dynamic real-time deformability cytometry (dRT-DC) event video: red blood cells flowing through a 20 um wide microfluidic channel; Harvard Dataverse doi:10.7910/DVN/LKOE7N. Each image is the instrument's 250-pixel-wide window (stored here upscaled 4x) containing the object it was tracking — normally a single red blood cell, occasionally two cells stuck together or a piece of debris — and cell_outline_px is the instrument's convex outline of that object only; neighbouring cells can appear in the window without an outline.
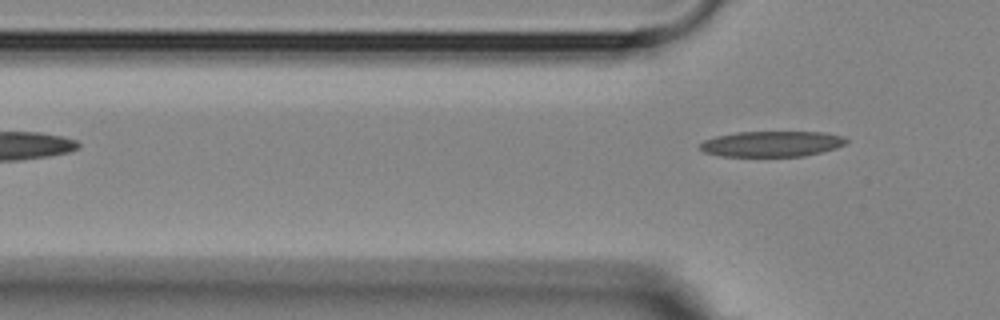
{"species": "Egyptian fruit bat (a non-hibernating species)", "species_latin": "Rousettus aegyptiacus", "temperature_condition": "room temperature", "stored_images_in_passage": 2, "camera_frame_rate_fps": 3000, "um_per_image_px": 0.085, "animal": {"sex": "female"}, "frame": {"image": 1, "passage_image": 2, "time_ms": 1.333, "image_size_px": [1000, 320], "cell_outline_px": [[848, 144], [824, 152], [804, 156], [720, 156], [704, 152], [700, 148], [700, 144], [704, 140], [716, 136], [736, 132], [824, 132], [844, 136], [848, 140]], "centroid_in_image_um": [65.65, 12.23], "position_along_channel_um": 60.1, "area_um2": 22.02}}